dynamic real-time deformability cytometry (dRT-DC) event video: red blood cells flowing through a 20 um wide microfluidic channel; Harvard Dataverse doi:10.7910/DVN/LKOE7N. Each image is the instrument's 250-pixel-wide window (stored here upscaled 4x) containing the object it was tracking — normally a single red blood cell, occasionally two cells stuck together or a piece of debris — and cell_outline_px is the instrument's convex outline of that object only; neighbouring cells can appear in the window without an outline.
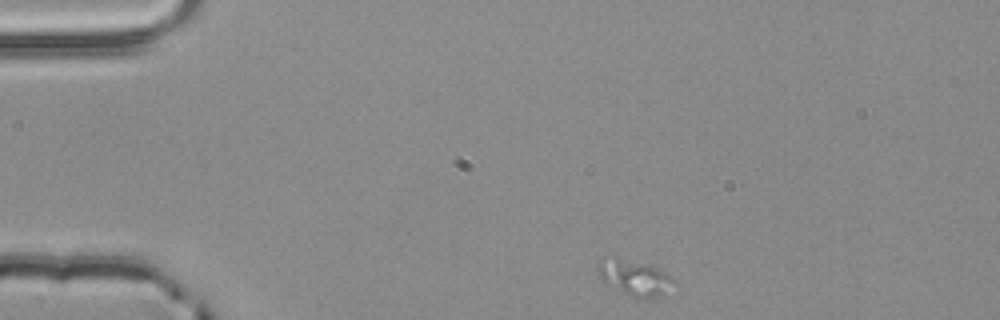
{"species": "common noctule bat (a hibernating species)", "species_latin": "Nyctalus noctula", "temperature_condition": "room temperature", "stored_images_in_passage": 8, "camera_frame_rate_fps": 3000, "um_per_image_px": 0.085, "animal": {"sex": "male", "body_mass_g": 20.4}, "frame": {"image": 1, "passage_image": 1, "time_ms": 0.0, "image_size_px": [1000, 320], "cell_outline_px": [[672, 280], [656, 296], [640, 300], [604, 284], [600, 280], [600, 260], [620, 260], [648, 264], [664, 272]], "centroid_in_image_um": [53.85, 23.65], "position_along_channel_um": 31.2, "area_um2": 14.33}}